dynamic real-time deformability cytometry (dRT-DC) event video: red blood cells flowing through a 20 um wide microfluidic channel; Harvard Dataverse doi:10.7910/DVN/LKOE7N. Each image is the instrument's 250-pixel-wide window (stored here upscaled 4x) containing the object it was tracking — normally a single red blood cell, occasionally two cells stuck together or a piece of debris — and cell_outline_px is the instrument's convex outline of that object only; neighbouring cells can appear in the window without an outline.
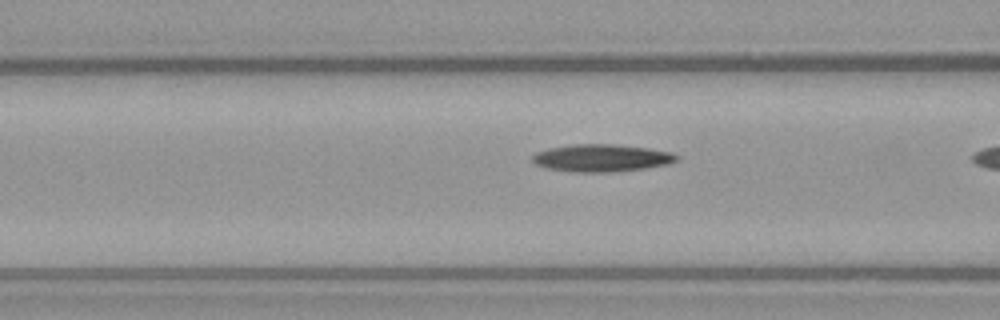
{"species": "common noctule bat (a hibernating species)", "species_latin": "Nyctalus noctula", "temperature_condition": "warm", "stored_images_in_passage": 10, "camera_frame_rate_fps": 3000, "um_per_image_px": 0.085, "animal": {"sex": "female", "body_mass_g": 21.9}, "frame": {"image": 1, "passage_image": 9, "time_ms": 2.667, "image_size_px": [1000, 320], "cell_outline_px": [[680, 156], [676, 160], [668, 164], [644, 168], [608, 172], [572, 172], [548, 168], [536, 164], [532, 160], [532, 156], [536, 152], [548, 148], [572, 144], [612, 144], [648, 148], [672, 152]], "centroid_in_image_um": [51.12, 13.42], "position_along_channel_um": 115.5, "area_um2": 22.95}}